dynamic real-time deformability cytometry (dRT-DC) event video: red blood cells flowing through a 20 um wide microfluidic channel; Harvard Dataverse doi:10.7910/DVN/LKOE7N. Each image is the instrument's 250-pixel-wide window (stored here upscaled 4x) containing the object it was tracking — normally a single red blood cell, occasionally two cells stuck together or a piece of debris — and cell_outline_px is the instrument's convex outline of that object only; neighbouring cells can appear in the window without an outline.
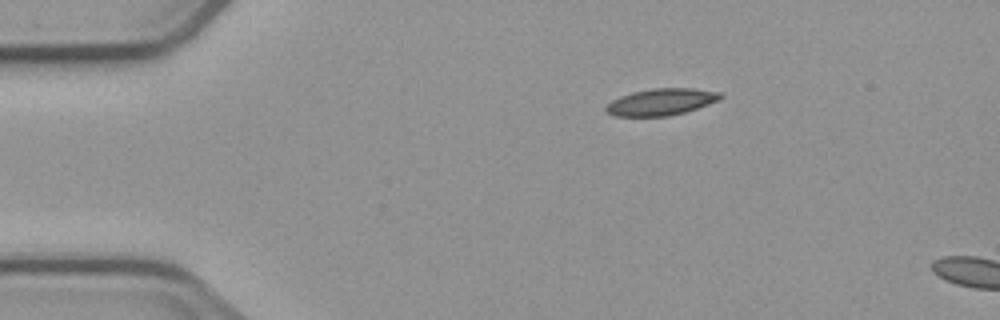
{"species": "common noctule bat (a hibernating species)", "species_latin": "Nyctalus noctula", "temperature_condition": "cold", "stored_images_in_passage": 10, "segment_of_instrument_passage": [1, 2], "camera_frame_rate_fps": 3000, "um_per_image_px": 0.085, "animal": {"sex": "male", "body_mass_g": 23.1, "forearm_length_mm": 52.7}, "frame": {"image": 1, "passage_image": 1, "time_ms": 0.0, "image_size_px": [1000, 320], "cell_outline_px": [[724, 96], [720, 100], [684, 112], [668, 116], [616, 116], [604, 112], [604, 108], [612, 100], [620, 96], [632, 92], [656, 88], [692, 88], [720, 92]], "centroid_in_image_um": [56.19, 8.66], "position_along_channel_um": 28.8, "area_um2": 17.8}}
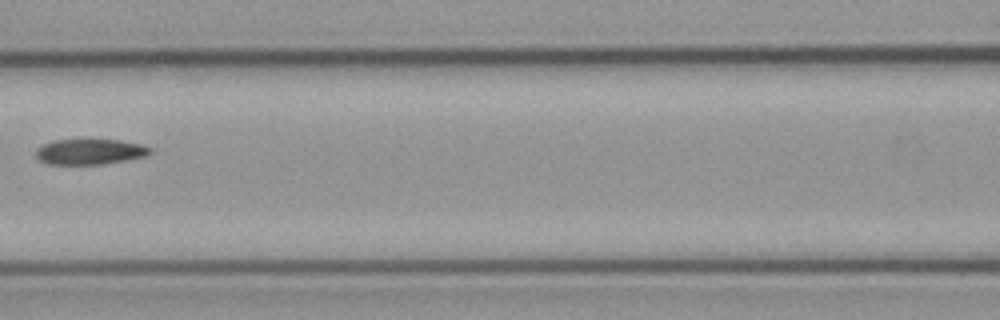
{"frame": {"image": 2, "passage_image": 5, "time_ms": 5.0, "image_size_px": [1000, 320], "cell_outline_px": [[152, 152], [144, 156], [104, 164], [48, 164], [40, 160], [36, 156], [36, 148], [52, 140], [120, 140], [140, 144], [152, 148]], "centroid_in_image_um": [7.62, 12.89], "position_along_channel_um": 159.0, "area_um2": 16.82}}
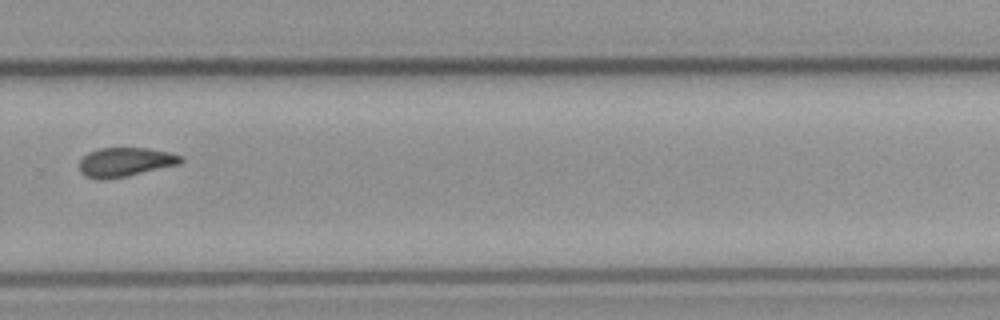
{"frame": {"image": 3, "passage_image": 9, "time_ms": 9.333, "image_size_px": [1000, 320], "cell_outline_px": [[184, 160], [180, 164], [128, 176], [108, 180], [96, 180], [84, 176], [80, 172], [80, 160], [88, 152], [100, 148], [148, 148], [168, 152], [184, 156]], "centroid_in_image_um": [10.64, 13.79], "position_along_channel_um": 319.2, "area_um2": 17.51}}